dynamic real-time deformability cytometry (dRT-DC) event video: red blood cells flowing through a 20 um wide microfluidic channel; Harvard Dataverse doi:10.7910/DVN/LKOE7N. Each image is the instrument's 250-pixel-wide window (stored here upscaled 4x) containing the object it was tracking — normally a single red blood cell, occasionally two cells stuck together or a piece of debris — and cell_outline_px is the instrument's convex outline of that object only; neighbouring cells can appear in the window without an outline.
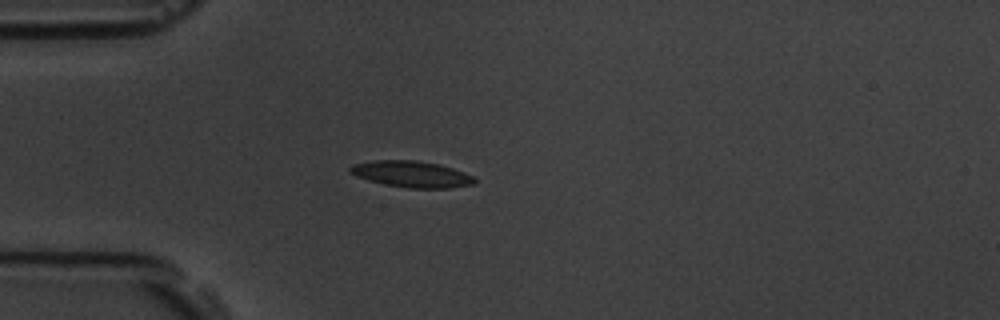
{"species": "common noctule bat (a hibernating species)", "species_latin": "Nyctalus noctula", "temperature_condition": "room temperature", "stored_images_in_passage": 4, "camera_frame_rate_fps": 3000, "um_per_image_px": 0.085, "animal": {"sex": "male", "body_mass_g": 19.5, "forearm_length_mm": 54.6}, "frame": {"image": 1, "passage_image": 3, "time_ms": 0.667, "image_size_px": [1000, 320], "cell_outline_px": [[476, 180], [472, 184], [452, 188], [408, 188], [384, 184], [368, 180], [356, 176], [348, 172], [348, 168], [352, 164], [372, 160], [416, 160], [440, 164], [464, 172], [472, 176]], "centroid_in_image_um": [34.94, 14.79], "position_along_channel_um": 50.1, "area_um2": 19.19}}